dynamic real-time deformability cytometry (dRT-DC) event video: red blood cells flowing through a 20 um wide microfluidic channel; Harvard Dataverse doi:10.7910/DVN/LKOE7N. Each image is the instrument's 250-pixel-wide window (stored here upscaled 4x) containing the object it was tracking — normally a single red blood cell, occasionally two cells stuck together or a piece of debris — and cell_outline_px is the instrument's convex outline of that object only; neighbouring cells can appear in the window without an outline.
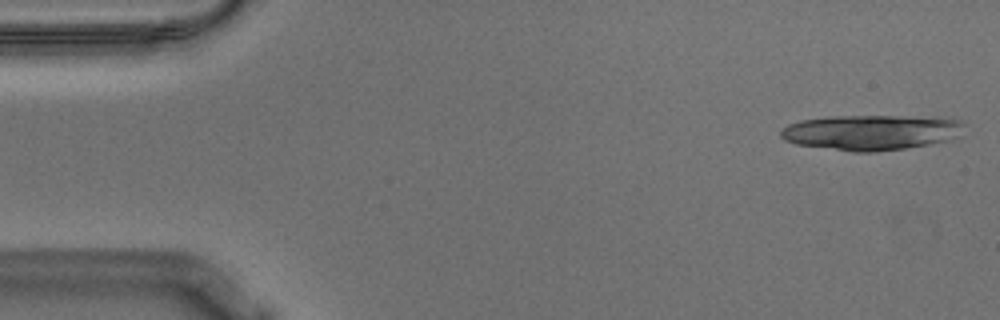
{"species": "Egyptian fruit bat (a non-hibernating species)", "species_latin": "Rousettus aegyptiacus", "temperature_condition": "warm", "stored_images_in_passage": 18, "camera_frame_rate_fps": 3000, "um_per_image_px": 0.085, "animal": {"sex": "male"}, "frame": {"image": 1, "passage_image": 1, "time_ms": 0.0, "image_size_px": [1000, 320], "cell_outline_px": [[964, 124], [956, 136], [952, 140], [904, 148], [876, 152], [852, 152], [796, 144], [784, 140], [780, 136], [780, 132], [788, 124], [800, 120], [828, 116], [936, 116], [960, 120]], "centroid_in_image_um": [74.04, 11.24], "position_along_channel_um": 11.0, "area_um2": 37.97}}